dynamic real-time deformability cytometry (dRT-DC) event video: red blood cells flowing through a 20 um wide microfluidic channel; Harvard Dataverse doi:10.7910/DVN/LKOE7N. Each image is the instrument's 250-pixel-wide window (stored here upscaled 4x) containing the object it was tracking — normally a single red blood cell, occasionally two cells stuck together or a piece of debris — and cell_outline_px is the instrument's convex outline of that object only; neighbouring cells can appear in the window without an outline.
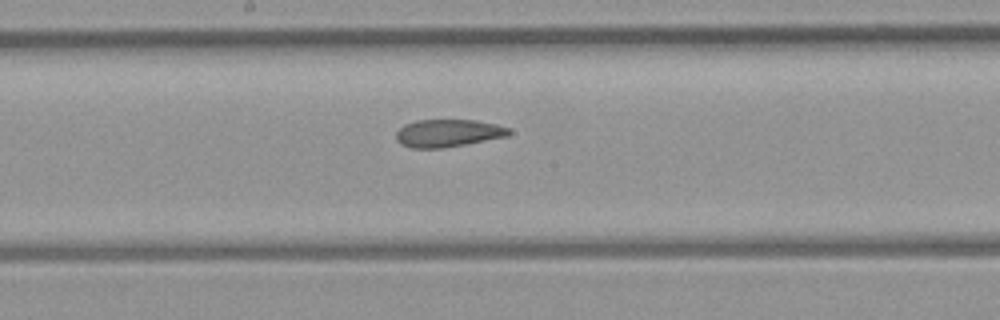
{"species": "common noctule bat (a hibernating species)", "species_latin": "Nyctalus noctula", "temperature_condition": "room temperature", "stored_images_in_passage": 8, "camera_frame_rate_fps": 3000, "um_per_image_px": 0.085, "animal": {"sex": "female", "body_mass_g": 21.9}, "frame": {"image": 1, "passage_image": 8, "time_ms": 2.333, "image_size_px": [1000, 320], "cell_outline_px": [[512, 132], [508, 136], [464, 144], [440, 148], [412, 148], [400, 144], [396, 140], [396, 132], [404, 124], [416, 120], [476, 120], [496, 124], [512, 128]], "centroid_in_image_um": [38.09, 11.31], "position_along_channel_um": 210.1, "area_um2": 18.21}}